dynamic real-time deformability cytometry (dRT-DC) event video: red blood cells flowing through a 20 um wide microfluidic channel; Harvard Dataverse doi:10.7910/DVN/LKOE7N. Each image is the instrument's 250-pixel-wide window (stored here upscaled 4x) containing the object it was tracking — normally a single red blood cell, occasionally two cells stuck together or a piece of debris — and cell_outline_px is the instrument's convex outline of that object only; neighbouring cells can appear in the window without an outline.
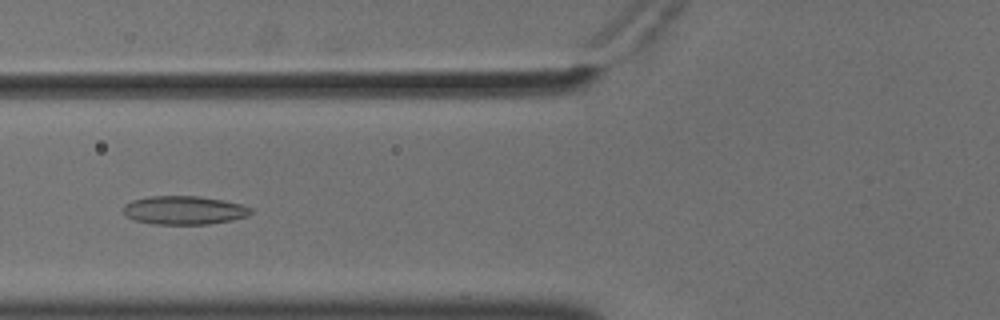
{"species": "common noctule bat (a hibernating species)", "species_latin": "Nyctalus noctula", "temperature_condition": "cold", "stored_images_in_passage": 57, "camera_frame_rate_fps": 3000, "um_per_image_px": 0.085, "animal": {"sex": "male", "body_mass_g": 18.8}, "frame": {"image": 1, "passage_image": 23, "time_ms": 7.333, "image_size_px": [1000, 320], "cell_outline_px": [[252, 212], [248, 216], [232, 220], [208, 224], [156, 224], [136, 220], [124, 216], [120, 208], [124, 204], [132, 200], [148, 196], [200, 196], [224, 200], [244, 204], [252, 208]], "centroid_in_image_um": [15.63, 17.86], "position_along_channel_um": 110.2, "area_um2": 21.56}}
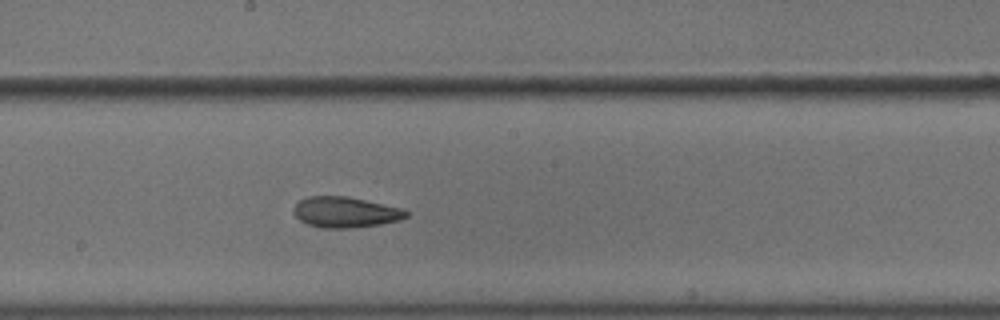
{"frame": {"image": 2, "passage_image": 32, "time_ms": 10.333, "image_size_px": [1000, 320], "cell_outline_px": [[412, 212], [408, 216], [400, 220], [380, 224], [352, 228], [324, 228], [308, 224], [300, 220], [292, 212], [296, 204], [300, 200], [308, 196], [348, 196], [404, 208]], "centroid_in_image_um": [29.41, 18.03], "position_along_channel_um": 218.8, "area_um2": 20.35}}
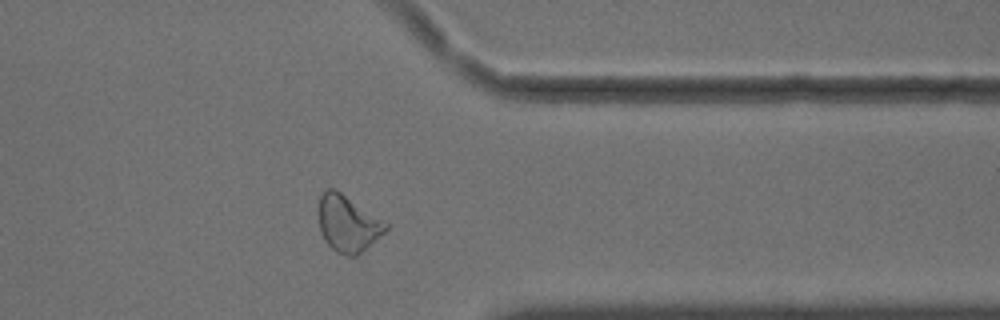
{"frame": {"image": 3, "passage_image": 46, "time_ms": 15.0, "image_size_px": [1000, 320], "cell_outline_px": [[388, 228], [384, 232], [356, 256], [348, 256], [336, 252], [324, 240], [320, 232], [320, 196], [328, 188], [336, 188], [388, 224]], "centroid_in_image_um": [29.55, 19.0], "position_along_channel_um": 381.8, "area_um2": 21.62}}